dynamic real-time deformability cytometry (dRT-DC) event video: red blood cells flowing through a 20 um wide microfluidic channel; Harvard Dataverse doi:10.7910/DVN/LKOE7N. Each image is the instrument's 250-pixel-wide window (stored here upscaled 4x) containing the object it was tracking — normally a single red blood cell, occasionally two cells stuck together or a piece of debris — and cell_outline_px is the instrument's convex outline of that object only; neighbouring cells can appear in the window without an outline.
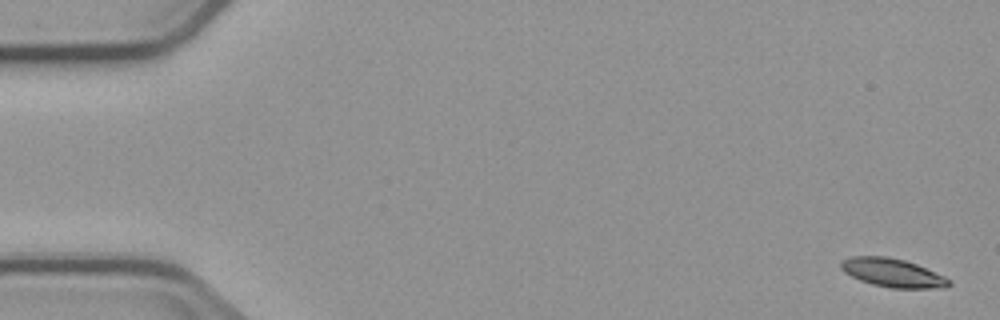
{"species": "common noctule bat (a hibernating species)", "species_latin": "Nyctalus noctula", "temperature_condition": "cold", "stored_images_in_passage": 5, "camera_frame_rate_fps": 3000, "um_per_image_px": 0.085, "animal": {"sex": "male", "body_mass_g": 23.1, "forearm_length_mm": 52.7}, "frame": {"image": 1, "passage_image": 1, "time_ms": 0.0, "image_size_px": [1000, 320], "cell_outline_px": [[952, 284], [944, 288], [892, 288], [872, 284], [860, 280], [844, 272], [840, 268], [840, 260], [852, 256], [884, 256], [904, 260], [916, 264], [944, 276], [952, 280]], "centroid_in_image_um": [75.87, 23.19], "position_along_channel_um": 9.1, "area_um2": 17.98}}
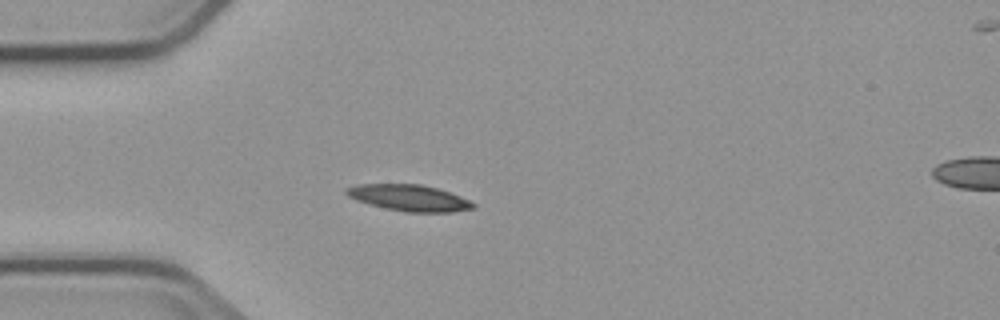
{"frame": {"image": 2, "passage_image": 4, "time_ms": 4.667, "image_size_px": [1000, 320], "cell_outline_px": [[476, 208], [452, 212], [404, 212], [384, 208], [368, 204], [356, 200], [348, 196], [344, 192], [344, 188], [360, 184], [420, 184], [436, 188], [460, 196], [476, 204]], "centroid_in_image_um": [34.75, 16.82], "position_along_channel_um": 50.2, "area_um2": 19.48}}